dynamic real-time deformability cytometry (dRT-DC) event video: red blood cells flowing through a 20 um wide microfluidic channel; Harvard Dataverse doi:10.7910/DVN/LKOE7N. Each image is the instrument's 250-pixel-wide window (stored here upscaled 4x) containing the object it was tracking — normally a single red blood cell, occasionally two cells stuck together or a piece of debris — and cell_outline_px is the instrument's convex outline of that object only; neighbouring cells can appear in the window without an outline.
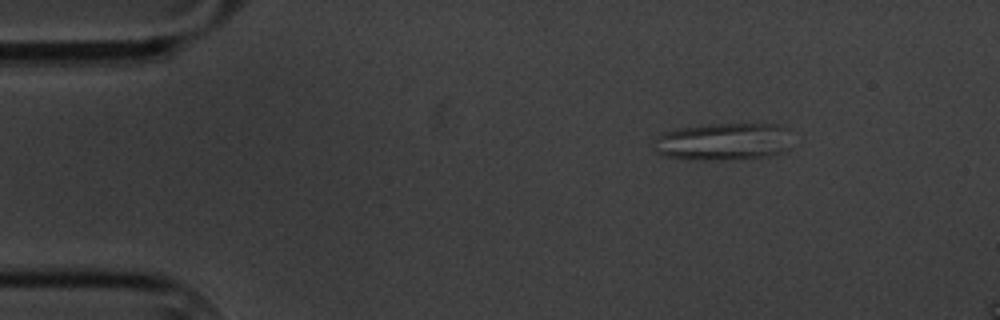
{"species": "common noctule bat (a hibernating species)", "species_latin": "Nyctalus noctula", "temperature_condition": "cold", "stored_images_in_passage": 9, "camera_frame_rate_fps": 3000, "um_per_image_px": 0.085, "animal": {"sex": "male", "body_mass_g": 20.1, "forearm_length_mm": 53.5}, "frame": {"image": 1, "passage_image": 1, "time_ms": 0.0, "image_size_px": [1000, 320], "cell_outline_px": [[788, 148], [784, 152], [768, 156], [712, 160], [704, 160], [664, 156], [656, 152], [652, 148], [656, 136], [664, 132], [680, 128], [712, 124], [780, 124], [788, 128]], "centroid_in_image_um": [61.46, 12.03], "position_along_channel_um": 23.5, "area_um2": 30.0}}